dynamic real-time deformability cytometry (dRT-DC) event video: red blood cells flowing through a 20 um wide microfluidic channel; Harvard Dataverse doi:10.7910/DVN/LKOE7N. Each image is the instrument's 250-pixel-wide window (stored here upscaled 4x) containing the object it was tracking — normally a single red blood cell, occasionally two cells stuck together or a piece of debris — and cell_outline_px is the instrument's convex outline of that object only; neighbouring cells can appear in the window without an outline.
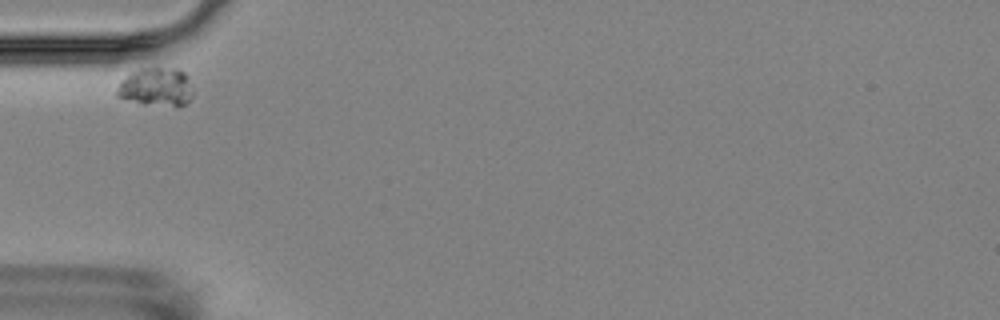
{"species": "Egyptian fruit bat (a non-hibernating species)", "species_latin": "Rousettus aegyptiacus", "temperature_condition": "room temperature", "stored_images_in_passage": 3, "camera_frame_rate_fps": 3000, "um_per_image_px": 0.085, "animal": {"sex": "female"}, "frame": {"image": 1, "passage_image": 1, "time_ms": 0.0, "image_size_px": [1000, 320], "cell_outline_px": [[192, 96], [184, 104], [176, 108], [144, 104], [116, 96], [116, 92], [120, 84], [128, 72], [140, 68], [176, 68], [184, 72], [192, 92]], "centroid_in_image_um": [13.26, 7.41], "position_along_channel_um": 71.7, "area_um2": 17.05}}
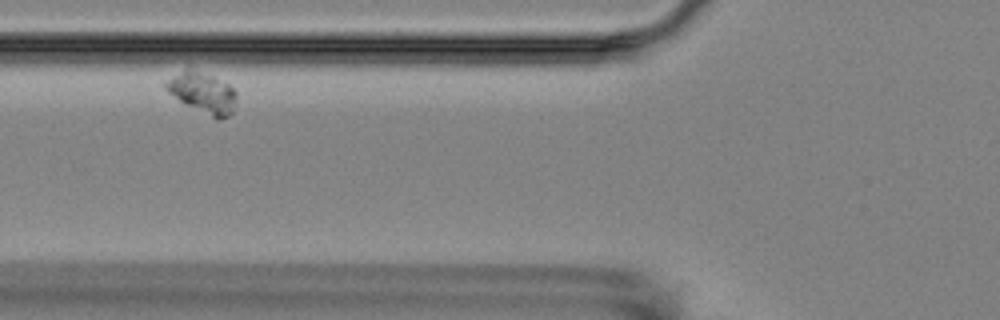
{"frame": {"image": 2, "passage_image": 2, "time_ms": 1.333, "image_size_px": [1000, 320], "cell_outline_px": [[236, 108], [228, 116], [216, 120], [184, 104], [168, 92], [160, 84], [172, 76], [184, 72], [200, 72], [212, 76], [228, 84], [236, 92]], "centroid_in_image_um": [17.23, 7.95], "position_along_channel_um": 108.6, "area_um2": 16.59}}